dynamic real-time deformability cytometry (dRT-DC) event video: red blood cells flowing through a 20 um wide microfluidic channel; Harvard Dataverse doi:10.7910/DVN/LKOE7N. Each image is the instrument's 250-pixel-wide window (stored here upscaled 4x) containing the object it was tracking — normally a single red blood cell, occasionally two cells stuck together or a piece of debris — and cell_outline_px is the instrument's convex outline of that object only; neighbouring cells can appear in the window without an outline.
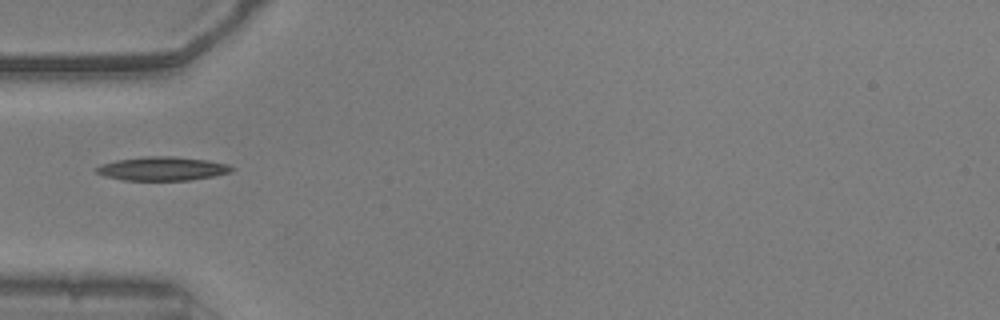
{"species": "common noctule bat (a hibernating species)", "species_latin": "Nyctalus noctula", "temperature_condition": "warm", "stored_images_in_passage": 36, "camera_frame_rate_fps": 3000, "um_per_image_px": 0.085, "animal": {"sex": "male", "body_mass_g": 20.5, "forearm_length_mm": 52.5}, "frame": {"image": 1, "passage_image": 1, "time_ms": 0.0, "image_size_px": [1000, 320], "cell_outline_px": [[236, 168], [232, 172], [192, 180], [124, 180], [104, 176], [96, 172], [96, 168], [100, 164], [116, 160], [144, 156], [176, 156], [208, 160], [228, 164]], "centroid_in_image_um": [13.82, 14.33], "position_along_channel_um": 71.2, "area_um2": 18.9}}
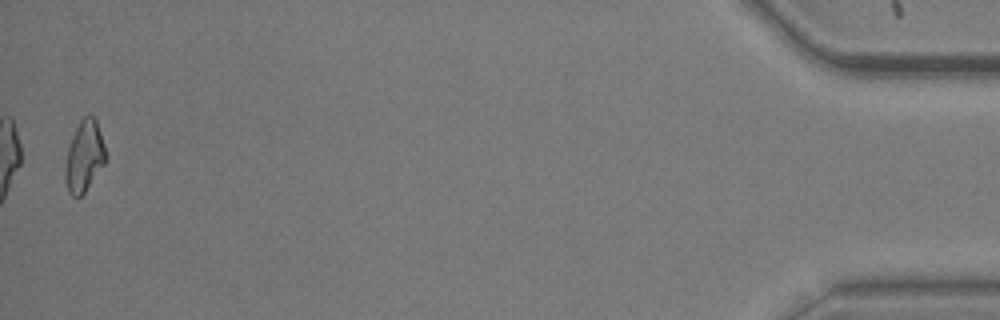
{"frame": {"image": 2, "passage_image": 36, "time_ms": 11.667, "image_size_px": [1000, 320], "cell_outline_px": [[108, 156], [104, 164], [84, 192], [80, 196], [72, 196], [68, 192], [64, 176], [64, 168], [68, 148], [72, 136], [80, 120], [88, 112], [96, 116]], "centroid_in_image_um": [7.18, 13.22], "position_along_channel_um": 428.0, "area_um2": 17.05}}